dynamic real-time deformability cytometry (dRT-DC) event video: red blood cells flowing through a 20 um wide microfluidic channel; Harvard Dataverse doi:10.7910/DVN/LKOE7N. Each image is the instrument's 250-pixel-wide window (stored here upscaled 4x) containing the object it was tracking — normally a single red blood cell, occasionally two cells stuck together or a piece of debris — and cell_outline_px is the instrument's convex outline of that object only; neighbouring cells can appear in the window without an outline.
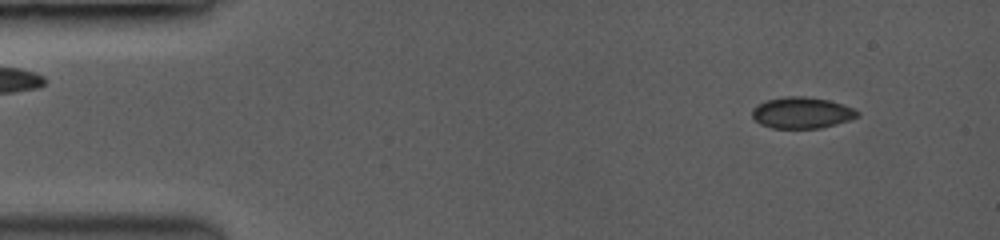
{"species": "common noctule bat (a hibernating species)", "species_latin": "Nyctalus noctula", "temperature_condition": "room temperature", "stored_images_in_passage": 56, "camera_frame_rate_fps": 3500, "um_per_image_px": 0.085, "animal": {"sex": "female", "body_mass_g": 19.0, "forearm_length_mm": 53.3}, "frame": {"image": 1, "passage_image": 6, "time_ms": 1.429, "image_size_px": [1000, 240], "cell_outline_px": [[860, 116], [836, 124], [820, 128], [772, 128], [760, 124], [752, 116], [752, 108], [756, 104], [764, 100], [784, 96], [808, 96], [828, 100], [852, 108], [860, 112]], "centroid_in_image_um": [68.12, 9.57], "position_along_channel_um": 16.9, "area_um2": 19.31}}
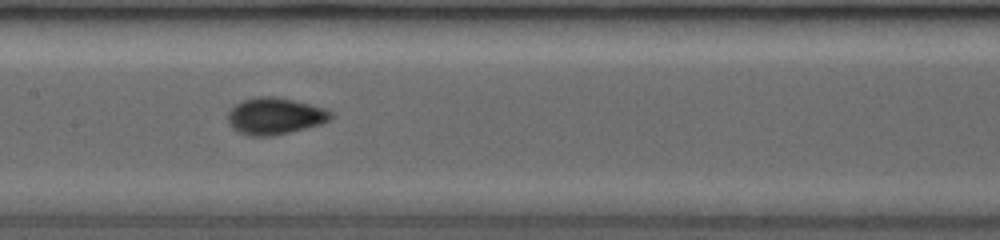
{"frame": {"image": 2, "passage_image": 29, "time_ms": 8.0, "image_size_px": [1000, 240], "cell_outline_px": [[332, 116], [328, 120], [320, 124], [272, 136], [248, 136], [232, 128], [228, 120], [228, 112], [236, 104], [244, 100], [260, 96], [272, 96], [292, 100], [324, 108]], "centroid_in_image_um": [23.31, 9.87], "position_along_channel_um": 184.1, "area_um2": 21.5}}
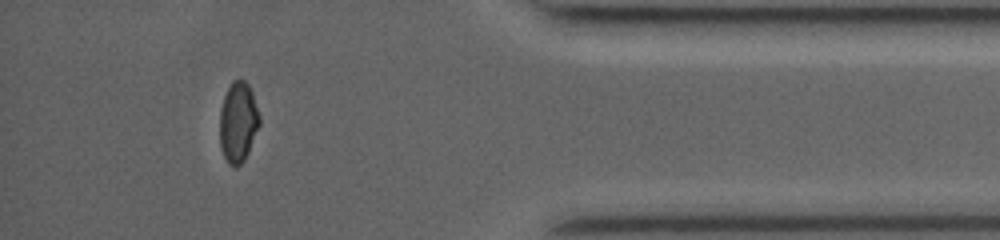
{"frame": {"image": 3, "passage_image": 51, "time_ms": 14.286, "image_size_px": [1000, 240], "cell_outline_px": [[260, 124], [248, 152], [244, 160], [236, 168], [228, 164], [220, 148], [220, 108], [224, 96], [232, 80], [244, 80], [248, 84], [252, 92], [260, 116]], "centroid_in_image_um": [20.23, 10.39], "position_along_channel_um": 415.0, "area_um2": 18.67}, "authors_computed_cell_mechanics": {"area_um2": 19.6809, "velocity_mm_per_s": 4.0488, "shape_relaxation_time_tau1_ms": 10.3269, "shape_relaxation_time_tau2_ms": null, "deformation_change_tau1": 0.1947, "deformation_change_tau2": null}}